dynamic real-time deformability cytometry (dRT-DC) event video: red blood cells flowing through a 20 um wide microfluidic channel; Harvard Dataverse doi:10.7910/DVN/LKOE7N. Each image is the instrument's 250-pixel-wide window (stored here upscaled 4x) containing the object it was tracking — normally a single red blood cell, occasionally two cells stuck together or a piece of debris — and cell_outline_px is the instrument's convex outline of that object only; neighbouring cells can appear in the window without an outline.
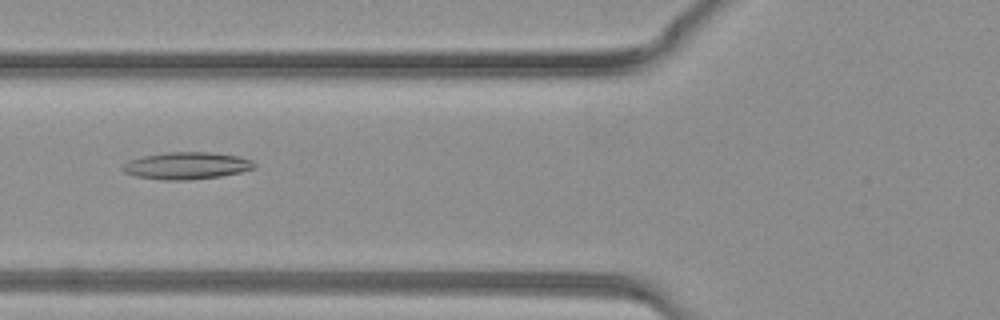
{"species": "common noctule bat (a hibernating species)", "species_latin": "Nyctalus noctula", "temperature_condition": "warm", "stored_images_in_passage": 41, "camera_frame_rate_fps": 3000, "um_per_image_px": 0.085, "animal": {"sex": "female", "body_mass_g": 19.3, "forearm_length_mm": 54.1}, "frame": {"image": 1, "passage_image": 16, "time_ms": 5.0, "image_size_px": [1000, 320], "cell_outline_px": [[256, 168], [240, 172], [220, 176], [188, 180], [164, 180], [136, 176], [124, 172], [120, 168], [128, 160], [144, 156], [168, 152], [212, 152], [240, 156], [252, 160], [256, 164]], "centroid_in_image_um": [15.88, 14.08], "position_along_channel_um": 109.9, "area_um2": 20.87}}
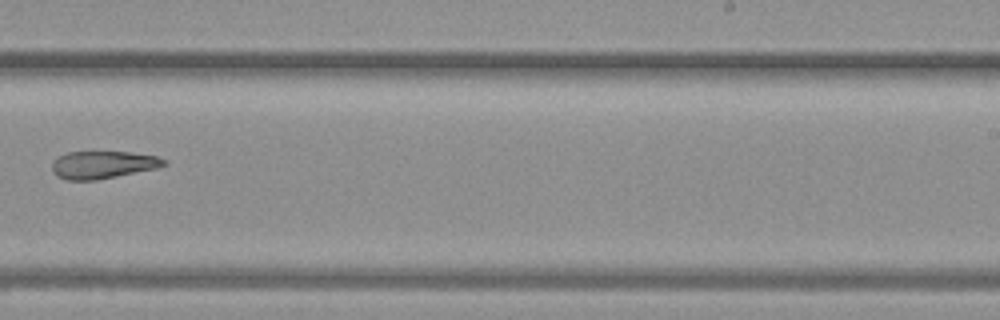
{"frame": {"image": 2, "passage_image": 26, "time_ms": 8.333, "image_size_px": [1000, 320], "cell_outline_px": [[168, 164], [156, 168], [96, 180], [68, 180], [56, 176], [52, 172], [52, 164], [60, 156], [68, 152], [132, 152], [156, 156], [168, 160]], "centroid_in_image_um": [8.77, 14.0], "position_along_channel_um": 280.2, "area_um2": 17.86}}
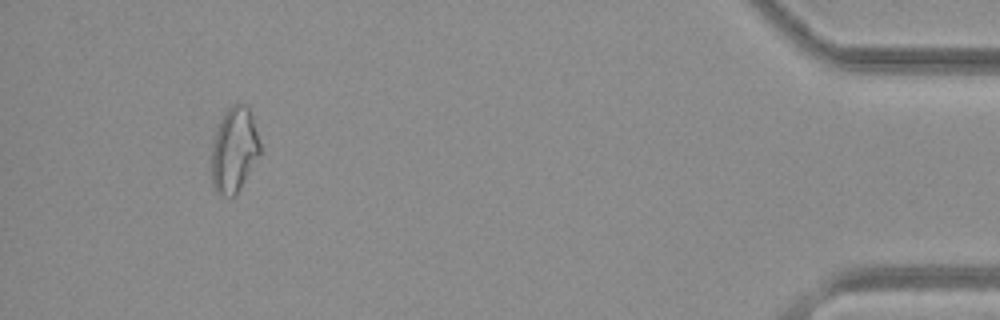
{"frame": {"image": 3, "passage_image": 38, "time_ms": 12.333, "image_size_px": [1000, 320], "cell_outline_px": [[260, 156], [236, 196], [224, 196], [216, 192], [212, 184], [212, 144], [220, 120], [224, 112], [232, 104], [248, 104], [252, 116], [260, 144]], "centroid_in_image_um": [19.91, 12.75], "position_along_channel_um": 415.3, "area_um2": 24.22}}